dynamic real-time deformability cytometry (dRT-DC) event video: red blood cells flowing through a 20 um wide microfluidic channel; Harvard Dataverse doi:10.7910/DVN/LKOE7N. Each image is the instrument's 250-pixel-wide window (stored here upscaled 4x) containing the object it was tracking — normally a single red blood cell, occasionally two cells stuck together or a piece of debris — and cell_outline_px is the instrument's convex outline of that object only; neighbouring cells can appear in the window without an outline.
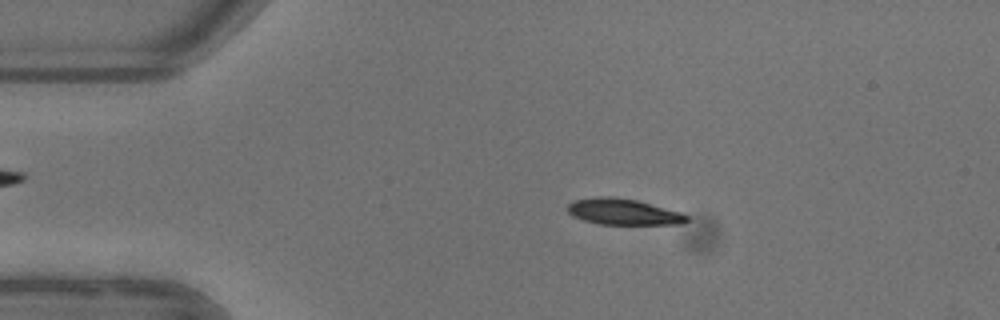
{"species": "common noctule bat (a hibernating species)", "species_latin": "Nyctalus noctula", "temperature_condition": "warm", "stored_images_in_passage": 52, "camera_frame_rate_fps": 3000, "um_per_image_px": 0.085, "animal": {"sex": "female"}, "frame": {"image": 1, "passage_image": 10, "time_ms": 3.0, "image_size_px": [1000, 320], "cell_outline_px": [[688, 220], [680, 224], [600, 224], [584, 220], [572, 216], [568, 212], [568, 204], [572, 200], [596, 196], [612, 196], [636, 200], [680, 212], [688, 216]], "centroid_in_image_um": [52.93, 17.99], "position_along_channel_um": 32.1, "area_um2": 18.03}}
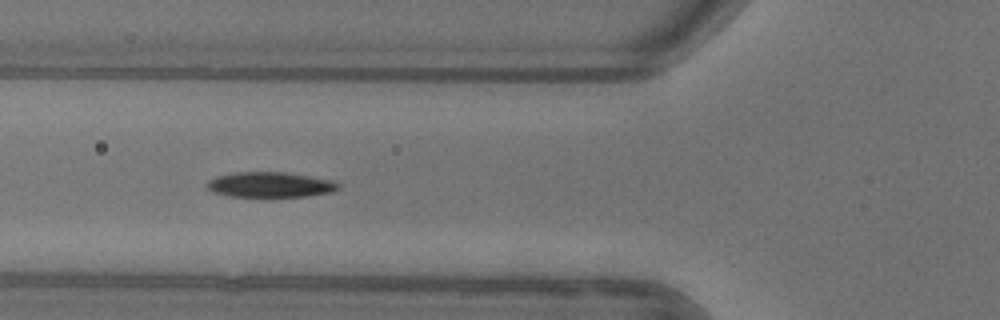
{"frame": {"image": 2, "passage_image": 19, "time_ms": 6.0, "image_size_px": [1000, 320], "cell_outline_px": [[340, 188], [332, 192], [308, 196], [272, 200], [232, 196], [212, 192], [208, 188], [208, 180], [216, 176], [236, 172], [284, 172], [332, 180], [340, 184]], "centroid_in_image_um": [22.98, 15.75], "position_along_channel_um": 102.8, "area_um2": 20.23}}
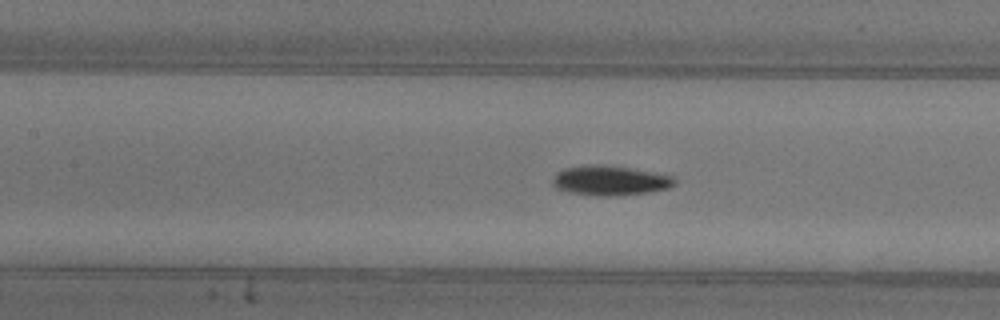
{"frame": {"image": 3, "passage_image": 23, "time_ms": 7.333, "image_size_px": [1000, 320], "cell_outline_px": [[676, 184], [668, 188], [648, 192], [616, 196], [596, 196], [568, 192], [556, 188], [552, 180], [556, 172], [564, 168], [592, 164], [600, 164], [628, 168], [672, 176], [676, 180]], "centroid_in_image_um": [51.82, 15.35], "position_along_channel_um": 155.6, "area_um2": 21.04}, "authors_computed_cell_mechanics": {"area_um2": 19.074, "velocity_mm_per_s": 3.9128, "shape_relaxation_time_tau1_ms": 2.9783, "shape_relaxation_time_tau2_ms": 11.2999, "deformation_change_tau1": 0.1466, "deformation_change_tau2": 0.1647}}